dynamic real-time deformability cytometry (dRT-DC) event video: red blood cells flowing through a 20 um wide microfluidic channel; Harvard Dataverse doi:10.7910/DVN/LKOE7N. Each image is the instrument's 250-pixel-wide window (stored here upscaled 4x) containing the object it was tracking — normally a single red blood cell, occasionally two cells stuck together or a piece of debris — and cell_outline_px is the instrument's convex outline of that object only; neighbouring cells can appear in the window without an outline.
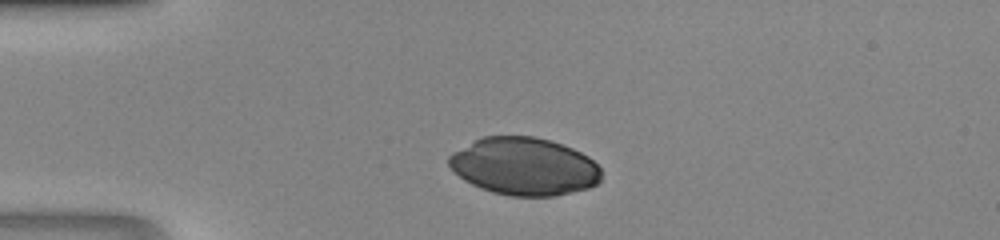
{"species": "human", "species_latin": "Homo sapiens", "temperature_condition": "room temperature", "stored_images_in_passage": 4, "camera_frame_rate_fps": 3000, "um_per_image_px": 0.085, "donor": {"sex": "male"}, "frame": {"image": 1, "passage_image": 1, "time_ms": 0.0, "image_size_px": [1000, 240], "cell_outline_px": [[596, 180], [592, 184], [560, 192], [504, 192], [488, 188], [464, 176], [524, 140], [540, 140], [556, 144], [576, 152], [584, 156], [596, 168]], "centroid_in_image_um": [45.53, 14.39], "position_along_channel_um": 39.5, "area_um2": 34.51}}